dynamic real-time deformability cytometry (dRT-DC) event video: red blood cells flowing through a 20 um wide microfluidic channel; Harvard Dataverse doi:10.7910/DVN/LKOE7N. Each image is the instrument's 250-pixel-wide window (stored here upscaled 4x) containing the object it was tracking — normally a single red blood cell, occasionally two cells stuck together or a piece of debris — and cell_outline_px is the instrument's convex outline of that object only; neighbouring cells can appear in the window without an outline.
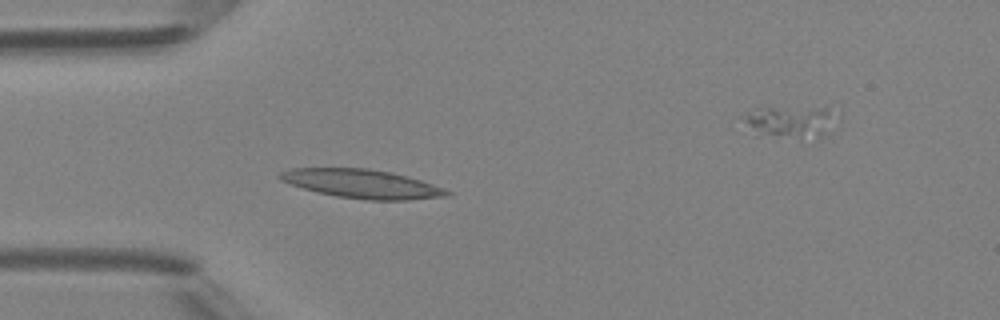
{"species": "Egyptian fruit bat (a non-hibernating species)", "species_latin": "Rousettus aegyptiacus", "temperature_condition": "room temperature", "stored_images_in_passage": 4, "segment_of_instrument_passage": [1, 2], "camera_frame_rate_fps": 3000, "um_per_image_px": 0.085, "animal": {"sex": "female"}, "frame": {"image": 1, "passage_image": 3, "time_ms": 3.0, "image_size_px": [1000, 320], "cell_outline_px": [[452, 192], [448, 196], [408, 200], [368, 200], [336, 196], [304, 188], [280, 180], [276, 176], [280, 172], [292, 168], [368, 168], [392, 172], [420, 180], [444, 188]], "centroid_in_image_um": [30.78, 15.62], "position_along_channel_um": 54.2, "area_um2": 27.86}}